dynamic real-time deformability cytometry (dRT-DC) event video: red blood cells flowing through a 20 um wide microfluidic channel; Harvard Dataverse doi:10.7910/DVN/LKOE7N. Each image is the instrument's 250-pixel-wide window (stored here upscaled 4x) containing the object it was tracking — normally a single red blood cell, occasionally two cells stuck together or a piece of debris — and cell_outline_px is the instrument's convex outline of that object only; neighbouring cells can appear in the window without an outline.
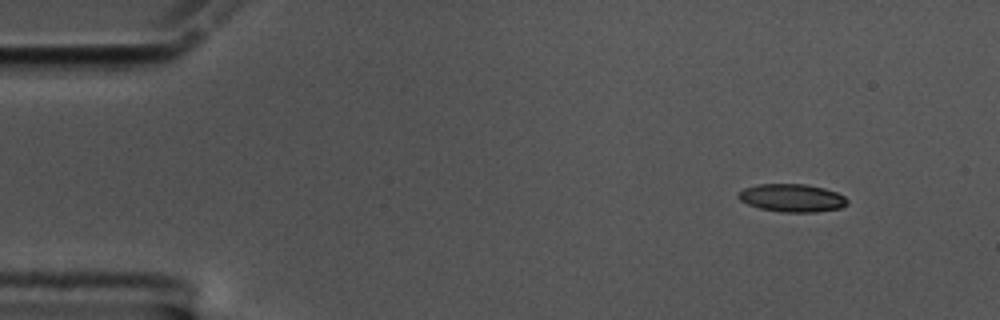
{"species": "common noctule bat (a hibernating species)", "species_latin": "Nyctalus noctula", "temperature_condition": "cold", "stored_images_in_passage": 52, "camera_frame_rate_fps": 3000, "um_per_image_px": 0.085, "animal": {"sex": "male", "body_mass_g": 17.5, "forearm_length_mm": 52.3}, "frame": {"image": 1, "passage_image": 1, "time_ms": 0.0, "image_size_px": [1000, 320], "cell_outline_px": [[848, 204], [840, 208], [816, 212], [780, 212], [760, 208], [748, 204], [740, 200], [736, 196], [744, 188], [760, 184], [808, 184], [824, 188], [836, 192], [844, 196], [848, 200]], "centroid_in_image_um": [67.34, 16.82], "position_along_channel_um": 17.7, "area_um2": 17.74}}
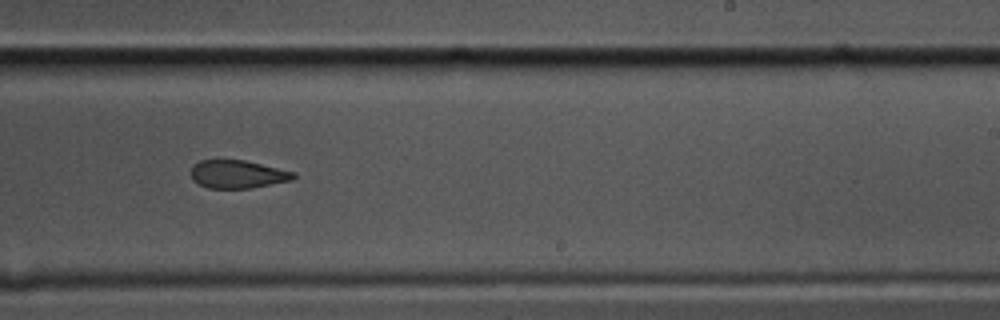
{"frame": {"image": 2, "passage_image": 30, "time_ms": 9.667, "image_size_px": [1000, 320], "cell_outline_px": [[296, 176], [292, 180], [252, 188], [208, 188], [192, 180], [192, 164], [200, 160], [244, 160], [296, 172]], "centroid_in_image_um": [20.21, 14.81], "position_along_channel_um": 268.8, "area_um2": 16.76}}
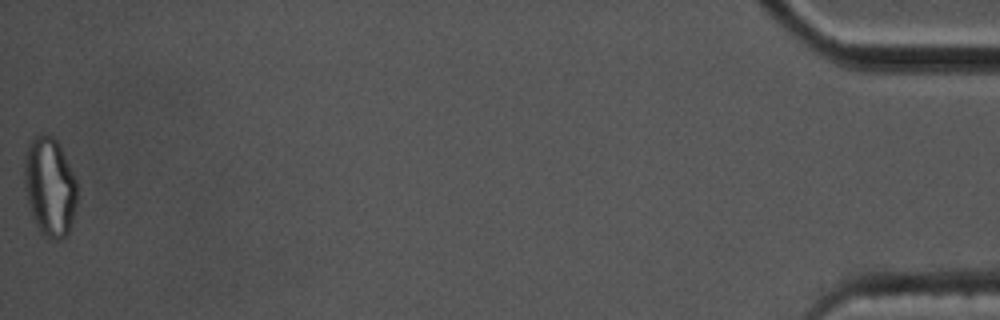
{"frame": {"image": 3, "passage_image": 52, "time_ms": 17.0, "image_size_px": [1000, 320], "cell_outline_px": [[76, 204], [68, 236], [56, 240], [40, 232], [32, 216], [24, 188], [24, 152], [32, 136], [40, 132], [52, 136], [56, 140], [76, 180]], "centroid_in_image_um": [4.19, 15.84], "position_along_channel_um": 431.0, "area_um2": 30.46}, "authors_computed_cell_mechanics": {"area_um2": 18.4093, "velocity_mm_per_s": 3.5475, "shape_relaxation_time_tau1_ms": null, "shape_relaxation_time_tau2_ms": 2.5635, "deformation_change_tau1": null, "deformation_change_tau2": 0.0859}}